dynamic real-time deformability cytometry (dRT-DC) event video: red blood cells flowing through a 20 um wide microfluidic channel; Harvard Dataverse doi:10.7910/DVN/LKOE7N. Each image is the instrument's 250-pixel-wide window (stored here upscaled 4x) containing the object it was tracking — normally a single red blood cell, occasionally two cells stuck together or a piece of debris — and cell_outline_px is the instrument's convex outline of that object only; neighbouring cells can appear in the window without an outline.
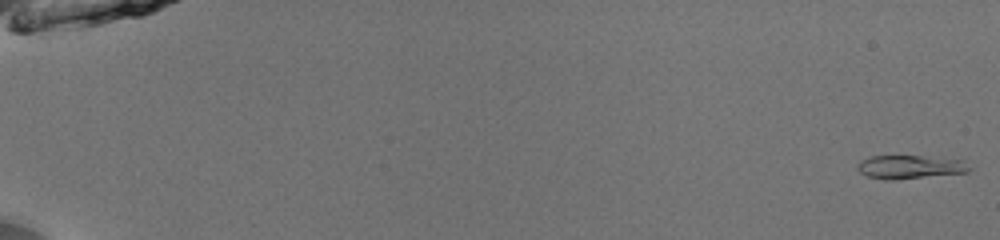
{"species": "common noctule bat (a hibernating species)", "species_latin": "Nyctalus noctula", "temperature_condition": "room temperature", "stored_images_in_passage": 17, "camera_frame_rate_fps": 3000, "um_per_image_px": 0.085, "animal": {"sex": "male", "body_mass_g": 13.0, "forearm_length_mm": 53.1}, "frame": {"image": 1, "passage_image": 1, "time_ms": 0.0, "image_size_px": [1000, 240], "cell_outline_px": [[972, 168], [968, 172], [892, 180], [884, 180], [868, 176], [860, 172], [856, 168], [856, 164], [860, 160], [868, 156], [920, 156], [964, 160]], "centroid_in_image_um": [77.31, 14.19], "position_along_channel_um": 7.7, "area_um2": 15.37}}
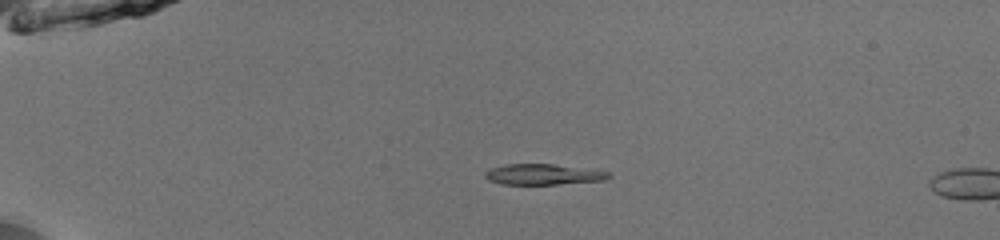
{"frame": {"image": 2, "passage_image": 14, "time_ms": 4.333, "image_size_px": [1000, 240], "cell_outline_px": [[612, 176], [604, 180], [556, 184], [500, 184], [488, 180], [484, 176], [484, 172], [492, 168], [504, 164], [552, 164], [608, 172]], "centroid_in_image_um": [46.1, 14.83], "position_along_channel_um": 38.9, "area_um2": 14.68}}